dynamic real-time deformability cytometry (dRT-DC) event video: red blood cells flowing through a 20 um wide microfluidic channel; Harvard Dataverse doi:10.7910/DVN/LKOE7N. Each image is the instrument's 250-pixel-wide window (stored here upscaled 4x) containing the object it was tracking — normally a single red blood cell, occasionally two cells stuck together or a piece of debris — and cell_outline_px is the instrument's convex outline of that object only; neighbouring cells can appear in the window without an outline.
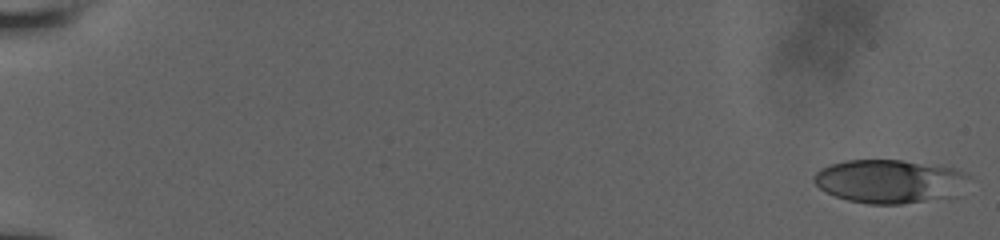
{"species": "human", "species_latin": "Homo sapiens", "temperature_condition": "room temperature", "stored_images_in_passage": 27, "camera_frame_rate_fps": 3000, "um_per_image_px": 0.085, "donor": {"sex": "male"}, "frame": {"image": 1, "passage_image": 1, "time_ms": 0.0, "image_size_px": [1000, 240], "cell_outline_px": [[972, 176], [956, 196], [900, 204], [868, 204], [848, 200], [836, 196], [820, 188], [812, 180], [812, 176], [820, 168], [832, 164], [848, 160], [900, 160], [956, 168], [968, 172]], "centroid_in_image_um": [75.66, 15.4], "position_along_channel_um": 9.3, "area_um2": 39.48}}
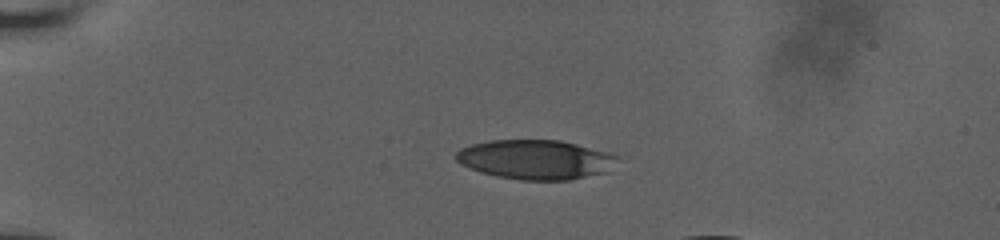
{"frame": {"image": 2, "passage_image": 20, "time_ms": 4.667, "image_size_px": [1000, 240], "cell_outline_px": [[620, 156], [604, 172], [568, 180], [520, 180], [496, 176], [480, 172], [468, 168], [460, 164], [456, 160], [456, 152], [460, 148], [472, 144], [488, 140], [560, 140], [608, 152]], "centroid_in_image_um": [45.45, 13.55], "position_along_channel_um": 39.5, "area_um2": 36.93}}